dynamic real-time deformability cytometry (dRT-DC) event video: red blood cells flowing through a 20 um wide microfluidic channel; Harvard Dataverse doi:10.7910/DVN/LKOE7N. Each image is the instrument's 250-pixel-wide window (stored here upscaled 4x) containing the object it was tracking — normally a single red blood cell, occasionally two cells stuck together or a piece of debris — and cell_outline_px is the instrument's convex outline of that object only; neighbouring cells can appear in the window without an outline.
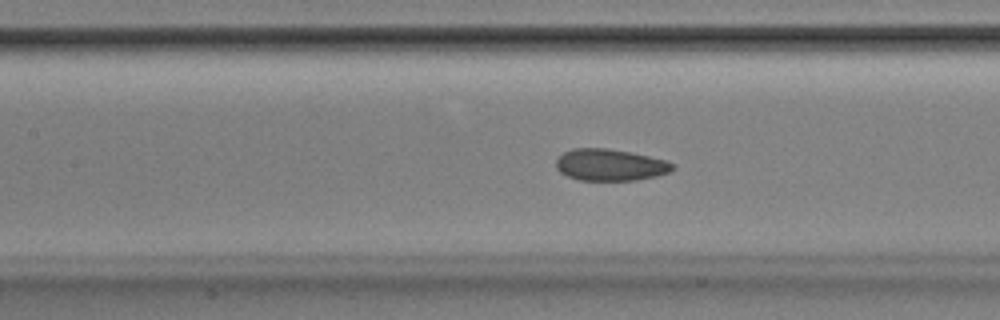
{"species": "Egyptian fruit bat (a non-hibernating species)", "species_latin": "Rousettus aegyptiacus", "temperature_condition": "room temperature", "stored_images_in_passage": 53, "camera_frame_rate_fps": 3000, "um_per_image_px": 0.085, "animal": {"sex": "male"}, "frame": {"image": 1, "passage_image": 23, "time_ms": 7.333, "image_size_px": [1000, 320], "cell_outline_px": [[676, 168], [668, 172], [656, 176], [636, 180], [580, 180], [568, 176], [560, 172], [556, 168], [556, 160], [564, 152], [572, 148], [608, 148], [648, 156], [664, 160], [672, 164]], "centroid_in_image_um": [51.83, 14.01], "position_along_channel_um": 155.6, "area_um2": 21.33}}
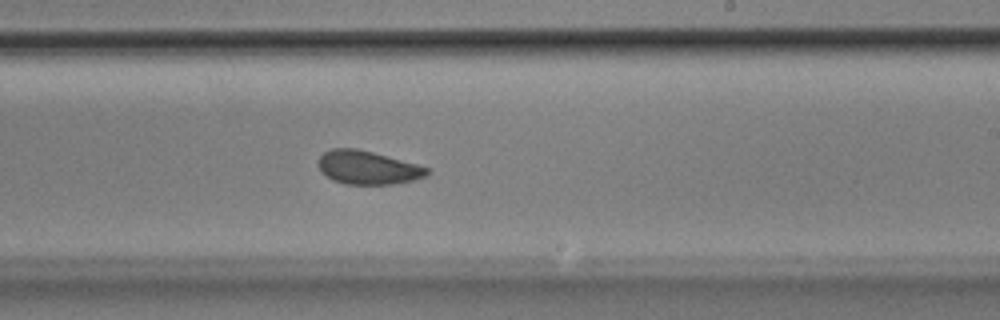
{"frame": {"image": 2, "passage_image": 31, "time_ms": 10.0, "image_size_px": [1000, 320], "cell_outline_px": [[428, 172], [424, 176], [412, 180], [392, 184], [344, 184], [332, 180], [320, 172], [316, 164], [320, 156], [324, 152], [332, 148], [356, 148], [372, 152], [416, 164], [428, 168]], "centroid_in_image_um": [31.16, 14.24], "position_along_channel_um": 257.8, "area_um2": 21.1}}
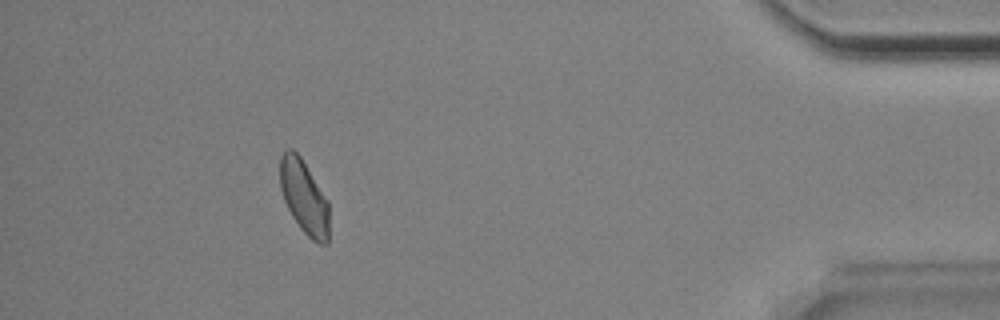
{"frame": {"image": 3, "passage_image": 47, "time_ms": 15.333, "image_size_px": [1000, 320], "cell_outline_px": [[328, 244], [320, 244], [312, 240], [300, 228], [292, 216], [284, 200], [280, 188], [280, 156], [288, 148], [292, 148], [300, 156], [328, 200]], "centroid_in_image_um": [25.84, 16.75], "position_along_channel_um": 409.4, "area_um2": 20.98}}